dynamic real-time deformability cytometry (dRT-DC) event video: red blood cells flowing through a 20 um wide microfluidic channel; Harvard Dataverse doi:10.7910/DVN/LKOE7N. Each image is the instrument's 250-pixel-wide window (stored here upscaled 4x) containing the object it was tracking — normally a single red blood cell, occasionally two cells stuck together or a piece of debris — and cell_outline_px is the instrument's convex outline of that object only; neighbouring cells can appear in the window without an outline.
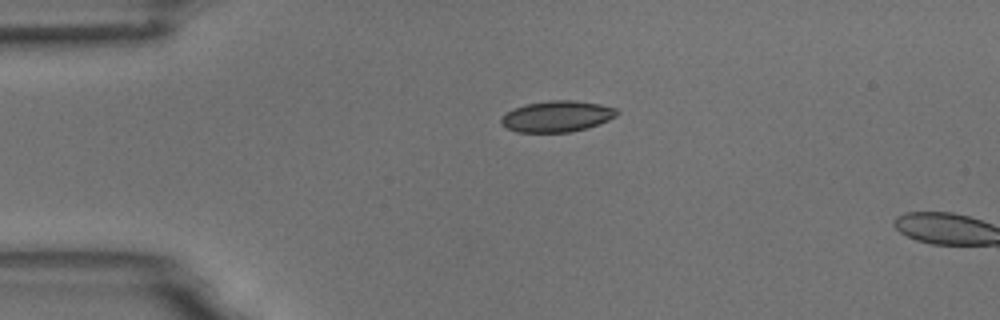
{"species": "common noctule bat (a hibernating species)", "species_latin": "Nyctalus noctula", "temperature_condition": "room temperature", "stored_images_in_passage": 2, "camera_frame_rate_fps": 3000, "um_per_image_px": 0.085, "animal": {"sex": "male", "body_mass_g": 18.8}, "frame": {"image": 1, "passage_image": 1, "time_ms": 0.0, "image_size_px": [1000, 320], "cell_outline_px": [[620, 112], [616, 116], [600, 124], [588, 128], [568, 132], [516, 132], [500, 124], [500, 116], [504, 112], [524, 104], [548, 100], [576, 100], [600, 104], [616, 108]], "centroid_in_image_um": [47.32, 9.88], "position_along_channel_um": 37.7, "area_um2": 21.33}}